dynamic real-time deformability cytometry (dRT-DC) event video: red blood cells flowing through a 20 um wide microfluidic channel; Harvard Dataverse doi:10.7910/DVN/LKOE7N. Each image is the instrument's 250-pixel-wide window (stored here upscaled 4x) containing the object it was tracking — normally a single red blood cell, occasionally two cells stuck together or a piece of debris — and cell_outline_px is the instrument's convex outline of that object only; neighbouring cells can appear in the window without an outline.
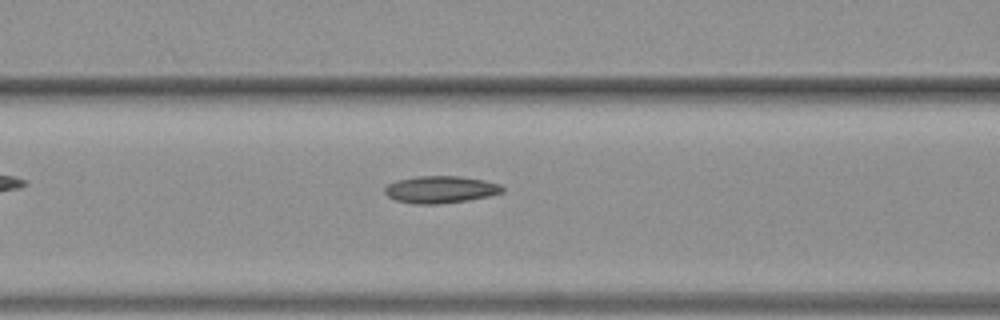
{"species": "common noctule bat (a hibernating species)", "species_latin": "Nyctalus noctula", "temperature_condition": "warm", "stored_images_in_passage": 17, "camera_frame_rate_fps": 3000, "um_per_image_px": 0.085, "animal": {"sex": "female", "body_mass_g": 19.3, "forearm_length_mm": 54.1}, "frame": {"image": 1, "passage_image": 6, "time_ms": 1.667, "image_size_px": [1000, 320], "cell_outline_px": [[504, 192], [488, 196], [468, 200], [436, 204], [416, 204], [396, 200], [388, 196], [384, 192], [384, 188], [388, 184], [396, 180], [416, 176], [460, 176], [484, 180], [500, 184], [504, 188]], "centroid_in_image_um": [37.44, 16.1], "position_along_channel_um": 129.2, "area_um2": 18.61}}
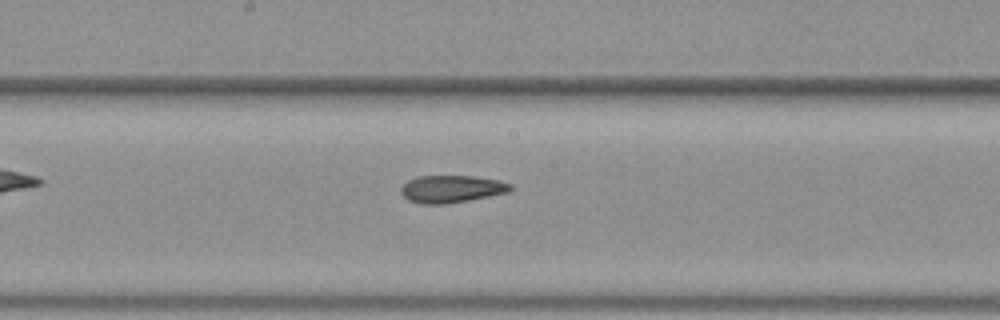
{"frame": {"image": 2, "passage_image": 12, "time_ms": 3.667, "image_size_px": [1000, 320], "cell_outline_px": [[512, 188], [508, 192], [468, 200], [444, 204], [420, 204], [408, 200], [400, 192], [400, 188], [408, 180], [416, 176], [472, 176], [500, 180], [512, 184]], "centroid_in_image_um": [38.35, 16.06], "position_along_channel_um": 209.8, "area_um2": 17.46}}
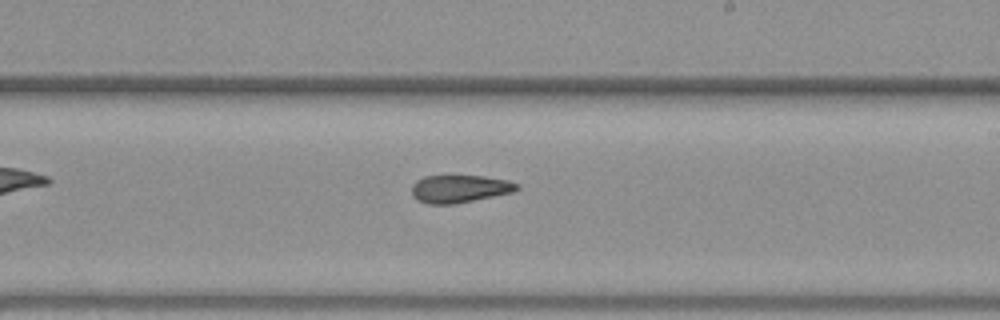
{"frame": {"image": 3, "passage_image": 15, "time_ms": 4.667, "image_size_px": [1000, 320], "cell_outline_px": [[520, 188], [512, 192], [452, 204], [428, 204], [416, 200], [412, 196], [412, 184], [416, 180], [424, 176], [484, 176], [508, 180], [520, 184]], "centroid_in_image_um": [39.04, 16.04], "position_along_channel_um": 250.0, "area_um2": 16.94}}